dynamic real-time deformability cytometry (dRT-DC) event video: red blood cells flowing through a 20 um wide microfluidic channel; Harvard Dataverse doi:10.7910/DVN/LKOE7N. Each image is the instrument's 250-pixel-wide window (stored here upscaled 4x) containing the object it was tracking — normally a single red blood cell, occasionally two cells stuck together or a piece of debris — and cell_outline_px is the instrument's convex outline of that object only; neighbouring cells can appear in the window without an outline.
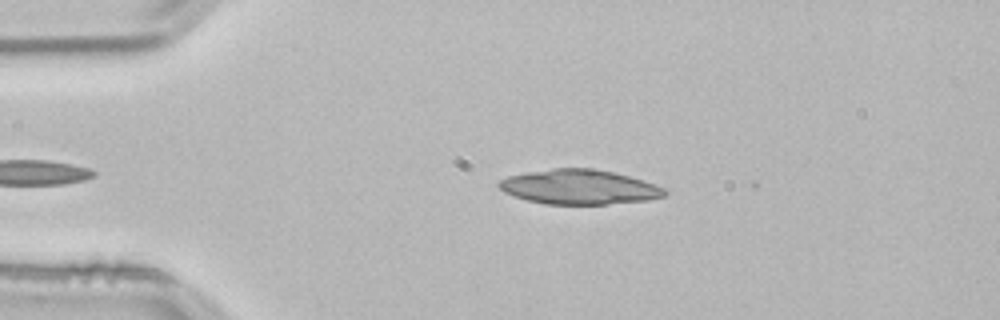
{"species": "common noctule bat (a hibernating species)", "species_latin": "Nyctalus noctula", "temperature_condition": "room temperature", "stored_images_in_passage": 5, "camera_frame_rate_fps": 3000, "um_per_image_px": 0.085, "animal": {"sex": "male", "body_mass_g": 21.5, "forearm_length_mm": 52.0}, "frame": {"image": 1, "passage_image": 3, "time_ms": 0.667, "image_size_px": [1000, 320], "cell_outline_px": [[668, 192], [664, 196], [648, 200], [608, 204], [544, 204], [528, 200], [504, 192], [496, 184], [500, 180], [508, 176], [528, 172], [552, 168], [592, 168], [612, 172], [644, 180], [656, 184], [664, 188]], "centroid_in_image_um": [49.25, 15.89], "position_along_channel_um": 35.8, "area_um2": 33.41}}